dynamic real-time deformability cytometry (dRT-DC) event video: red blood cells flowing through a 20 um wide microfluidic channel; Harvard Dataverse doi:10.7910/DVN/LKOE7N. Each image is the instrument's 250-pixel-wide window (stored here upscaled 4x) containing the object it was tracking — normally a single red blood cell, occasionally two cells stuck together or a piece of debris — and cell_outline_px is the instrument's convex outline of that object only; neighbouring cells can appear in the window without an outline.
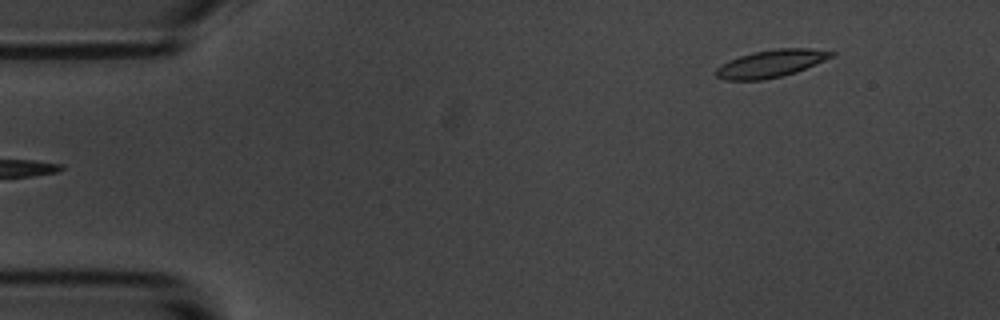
{"species": "common noctule bat (a hibernating species)", "species_latin": "Nyctalus noctula", "temperature_condition": "room temperature", "stored_images_in_passage": 5, "segment_of_instrument_passage": [2, 2], "camera_frame_rate_fps": 3000, "um_per_image_px": 0.085, "animal": {"sex": "male", "body_mass_g": 20.1, "forearm_length_mm": 53.5}, "frame": {"image": 1, "passage_image": 5, "time_ms": 4.667, "image_size_px": [1000, 320], "cell_outline_px": [[836, 56], [796, 72], [784, 76], [764, 80], [724, 80], [716, 76], [716, 68], [740, 56], [752, 52], [776, 48], [808, 48], [836, 52]], "centroid_in_image_um": [65.59, 5.4], "position_along_channel_um": 19.4, "area_um2": 18.5}}